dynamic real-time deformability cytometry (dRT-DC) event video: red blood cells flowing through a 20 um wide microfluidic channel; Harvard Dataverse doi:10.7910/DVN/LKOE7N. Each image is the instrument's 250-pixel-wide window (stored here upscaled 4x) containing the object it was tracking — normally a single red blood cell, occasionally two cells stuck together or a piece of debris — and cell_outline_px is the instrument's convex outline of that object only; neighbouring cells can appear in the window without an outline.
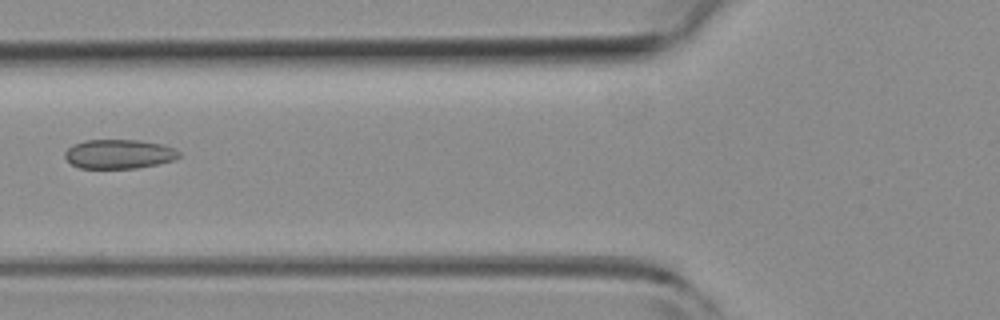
{"species": "common noctule bat (a hibernating species)", "species_latin": "Nyctalus noctula", "temperature_condition": "room temperature", "stored_images_in_passage": 6, "camera_frame_rate_fps": 3000, "um_per_image_px": 0.085, "animal": {"sex": "female", "body_mass_g": 19.3, "forearm_length_mm": 54.1}, "frame": {"image": 1, "passage_image": 5, "time_ms": 1.333, "image_size_px": [1000, 320], "cell_outline_px": [[180, 156], [176, 160], [136, 168], [80, 168], [72, 164], [64, 156], [64, 152], [72, 144], [84, 140], [140, 140], [164, 144], [176, 148], [180, 152]], "centroid_in_image_um": [10.14, 13.08], "position_along_channel_um": 115.7, "area_um2": 19.65}}
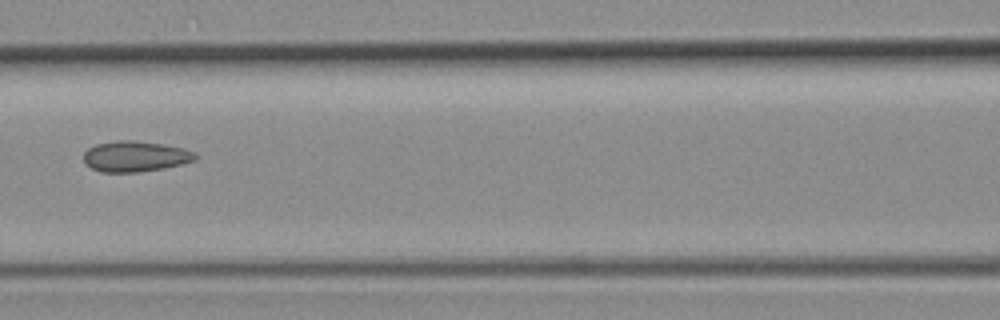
{"frame": {"image": 2, "passage_image": 6, "time_ms": 1.667, "image_size_px": [1000, 320], "cell_outline_px": [[196, 160], [164, 168], [140, 172], [100, 172], [84, 164], [84, 152], [88, 148], [96, 144], [116, 140], [132, 140], [164, 144], [184, 148], [196, 152]], "centroid_in_image_um": [11.49, 13.29], "position_along_channel_um": 155.1, "area_um2": 20.11}}